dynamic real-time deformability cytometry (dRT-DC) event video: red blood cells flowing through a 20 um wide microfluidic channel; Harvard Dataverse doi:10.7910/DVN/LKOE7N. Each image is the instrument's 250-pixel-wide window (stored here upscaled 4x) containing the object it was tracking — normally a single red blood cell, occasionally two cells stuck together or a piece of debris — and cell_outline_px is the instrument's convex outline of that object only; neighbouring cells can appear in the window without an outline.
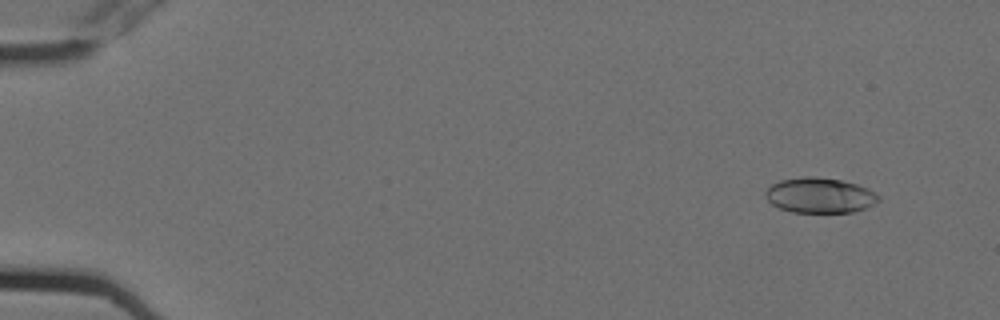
{"species": "Egyptian fruit bat (a non-hibernating species)", "species_latin": "Rousettus aegyptiacus", "temperature_condition": "cold", "stored_images_in_passage": 7, "camera_frame_rate_fps": 3000, "um_per_image_px": 0.085, "animal": {"sex": "female"}, "frame": {"image": 1, "passage_image": 2, "time_ms": 0.333, "image_size_px": [1000, 320], "cell_outline_px": [[880, 200], [864, 208], [852, 212], [792, 212], [780, 208], [772, 204], [768, 200], [764, 192], [772, 184], [780, 180], [804, 176], [812, 176], [840, 180], [856, 184], [868, 188], [880, 196]], "centroid_in_image_um": [69.67, 16.6], "position_along_channel_um": 15.3, "area_um2": 23.06}}
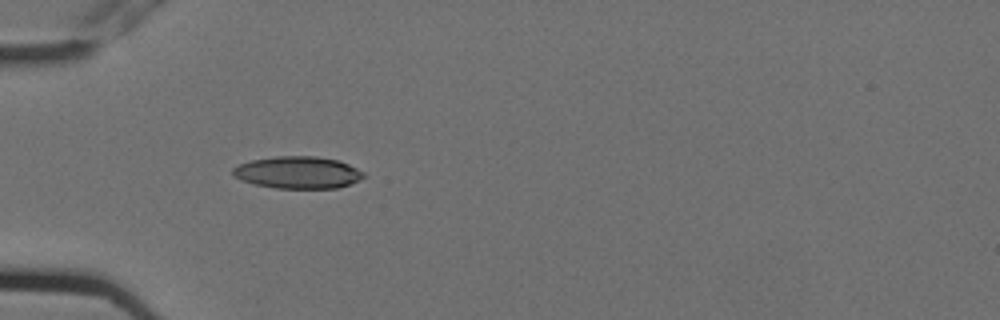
{"frame": {"image": 2, "passage_image": 6, "time_ms": 1.667, "image_size_px": [1000, 320], "cell_outline_px": [[364, 176], [360, 180], [336, 188], [276, 188], [256, 184], [240, 180], [232, 172], [232, 168], [240, 164], [252, 160], [276, 156], [316, 156], [340, 160], [364, 172]], "centroid_in_image_um": [25.33, 14.65], "position_along_channel_um": 59.7, "area_um2": 24.33}}